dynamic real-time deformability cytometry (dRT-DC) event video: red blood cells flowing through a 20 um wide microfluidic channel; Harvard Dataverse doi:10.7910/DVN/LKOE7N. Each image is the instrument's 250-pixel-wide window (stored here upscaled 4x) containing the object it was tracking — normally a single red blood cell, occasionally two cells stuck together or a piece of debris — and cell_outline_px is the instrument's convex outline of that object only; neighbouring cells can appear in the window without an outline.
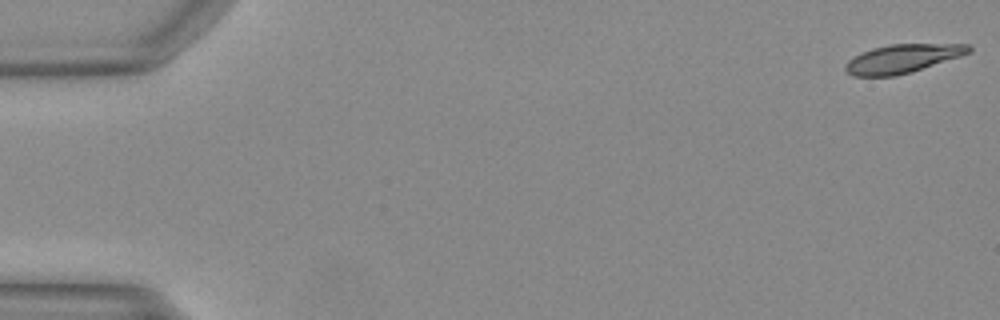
{"species": "Egyptian fruit bat (a non-hibernating species)", "species_latin": "Rousettus aegyptiacus", "temperature_condition": "warm", "stored_images_in_passage": 14, "camera_frame_rate_fps": 3000, "um_per_image_px": 0.085, "animal": {"sex": "female"}, "frame": {"image": 1, "passage_image": 1, "time_ms": 0.0, "image_size_px": [1000, 320], "cell_outline_px": [[972, 52], [912, 72], [896, 76], [852, 76], [844, 68], [844, 64], [852, 56], [860, 52], [872, 48], [888, 44], [968, 44], [972, 48]], "centroid_in_image_um": [76.67, 4.98], "position_along_channel_um": 8.3, "area_um2": 20.75}}